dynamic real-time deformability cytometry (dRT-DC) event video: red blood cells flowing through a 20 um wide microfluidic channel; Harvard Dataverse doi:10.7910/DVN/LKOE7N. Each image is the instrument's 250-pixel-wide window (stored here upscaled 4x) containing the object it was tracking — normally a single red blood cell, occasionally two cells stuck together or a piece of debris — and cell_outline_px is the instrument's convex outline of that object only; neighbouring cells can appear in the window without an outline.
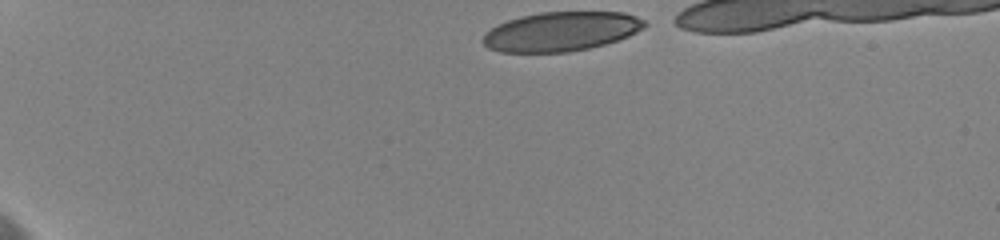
{"species": "human", "species_latin": "Homo sapiens", "temperature_condition": "cold", "stored_images_in_passage": 56, "camera_frame_rate_fps": 3000, "um_per_image_px": 0.085, "donor": {"sex": "female"}, "frame": {"image": 1, "passage_image": 1, "time_ms": 0.0, "image_size_px": [1000, 240], "cell_outline_px": [[648, 24], [644, 28], [628, 36], [604, 44], [588, 48], [568, 52], [500, 52], [488, 48], [480, 40], [492, 28], [508, 20], [520, 16], [540, 12], [624, 12], [636, 16], [644, 20]], "centroid_in_image_um": [47.7, 2.67], "position_along_channel_um": 37.3, "area_um2": 36.88}}
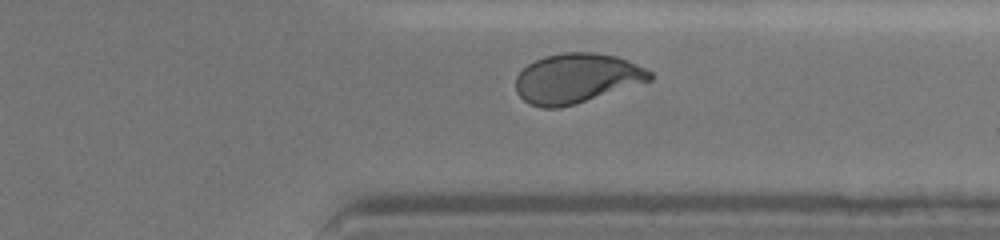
{"frame": {"image": 2, "passage_image": 46, "time_ms": 11.333, "image_size_px": [1000, 240], "cell_outline_px": [[656, 76], [652, 80], [576, 104], [560, 108], [544, 108], [528, 104], [516, 92], [516, 76], [528, 64], [544, 56], [564, 52], [592, 52], [616, 56], [628, 60], [652, 72]], "centroid_in_image_um": [49.02, 6.66], "position_along_channel_um": 362.4, "area_um2": 38.96}}
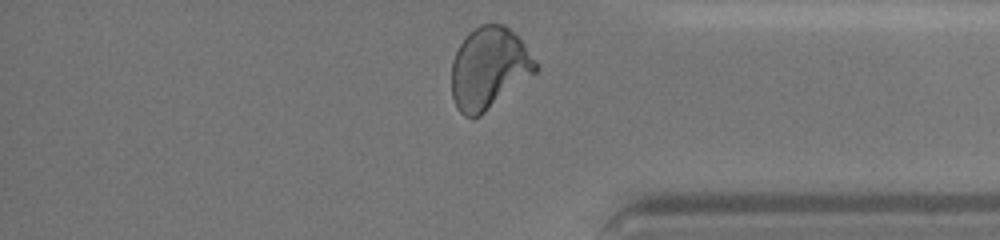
{"frame": {"image": 3, "passage_image": 54, "time_ms": 12.333, "image_size_px": [1000, 240], "cell_outline_px": [[540, 68], [536, 72], [480, 116], [464, 116], [456, 108], [452, 96], [452, 60], [460, 44], [480, 24], [504, 24], [524, 44], [536, 60]], "centroid_in_image_um": [41.57, 5.81], "position_along_channel_um": 393.6, "area_um2": 39.54}, "authors_computed_cell_mechanics": {"area_um2": 39.2462, "velocity_mm_per_s": 3.5801, "shape_relaxation_time_tau1_ms": 6.7386, "shape_relaxation_time_tau2_ms": 1.2263, "deformation_change_tau1": 0.1945, "deformation_change_tau2": 0.0678}}